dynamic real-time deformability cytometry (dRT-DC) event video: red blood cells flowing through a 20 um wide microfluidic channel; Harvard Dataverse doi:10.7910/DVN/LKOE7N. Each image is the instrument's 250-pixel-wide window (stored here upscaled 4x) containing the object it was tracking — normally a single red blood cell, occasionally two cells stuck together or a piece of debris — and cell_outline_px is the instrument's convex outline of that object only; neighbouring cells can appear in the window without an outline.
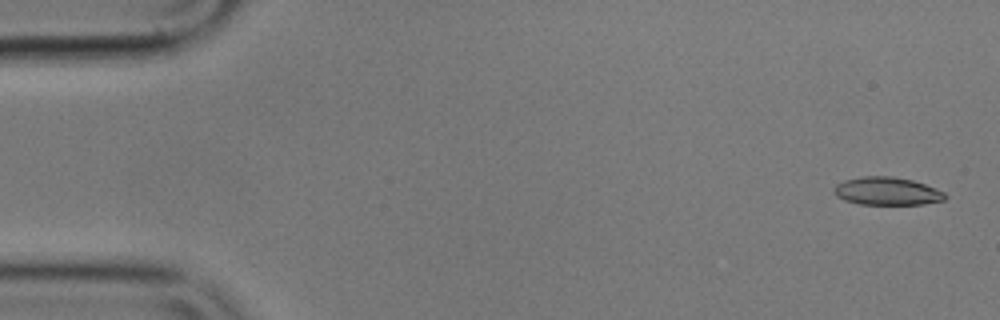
{"species": "common noctule bat (a hibernating species)", "species_latin": "Nyctalus noctula", "temperature_condition": "cold", "stored_images_in_passage": 55, "camera_frame_rate_fps": 3000, "um_per_image_px": 0.085, "animal": {"sex": "male", "body_mass_g": 17.9}, "frame": {"image": 1, "passage_image": 2, "time_ms": 0.333, "image_size_px": [1000, 320], "cell_outline_px": [[948, 196], [944, 200], [924, 204], [860, 204], [844, 200], [836, 196], [832, 188], [836, 184], [844, 180], [864, 176], [892, 176], [912, 180], [924, 184], [944, 192]], "centroid_in_image_um": [75.37, 16.25], "position_along_channel_um": 9.6, "area_um2": 18.09}}
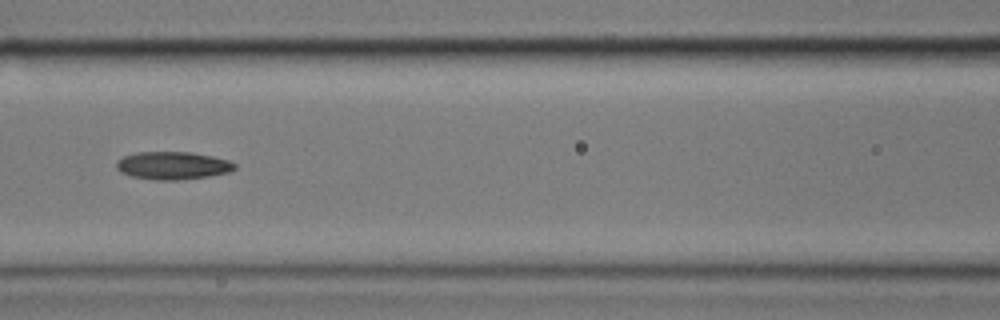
{"frame": {"image": 2, "passage_image": 24, "time_ms": 7.667, "image_size_px": [1000, 320], "cell_outline_px": [[236, 168], [228, 172], [208, 176], [176, 180], [156, 180], [132, 176], [120, 172], [116, 168], [116, 164], [124, 156], [136, 152], [192, 152], [212, 156], [228, 160], [236, 164]], "centroid_in_image_um": [14.68, 14.07], "position_along_channel_um": 151.9, "area_um2": 19.02}}
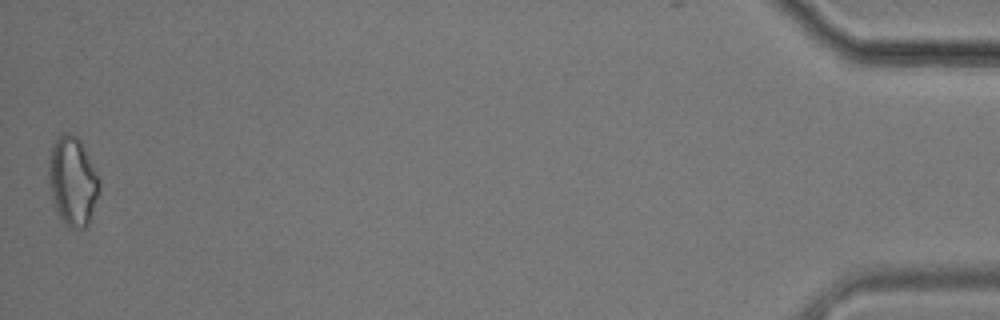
{"frame": {"image": 3, "passage_image": 55, "time_ms": 18.0, "image_size_px": [1000, 320], "cell_outline_px": [[100, 192], [88, 224], [84, 228], [72, 228], [64, 224], [56, 208], [52, 192], [48, 172], [48, 156], [52, 144], [56, 136], [60, 132], [68, 132], [76, 136], [80, 140], [100, 180]], "centroid_in_image_um": [6.18, 15.35], "position_along_channel_um": 429.0, "area_um2": 26.18}, "authors_computed_cell_mechanics": {"area_um2": 19.0162, "velocity_mm_per_s": 3.5902, "shape_relaxation_time_tau1_ms": 5.7718, "shape_relaxation_time_tau2_ms": 10.5825, "deformation_change_tau1": 0.1483, "deformation_change_tau2": 0.2108}}